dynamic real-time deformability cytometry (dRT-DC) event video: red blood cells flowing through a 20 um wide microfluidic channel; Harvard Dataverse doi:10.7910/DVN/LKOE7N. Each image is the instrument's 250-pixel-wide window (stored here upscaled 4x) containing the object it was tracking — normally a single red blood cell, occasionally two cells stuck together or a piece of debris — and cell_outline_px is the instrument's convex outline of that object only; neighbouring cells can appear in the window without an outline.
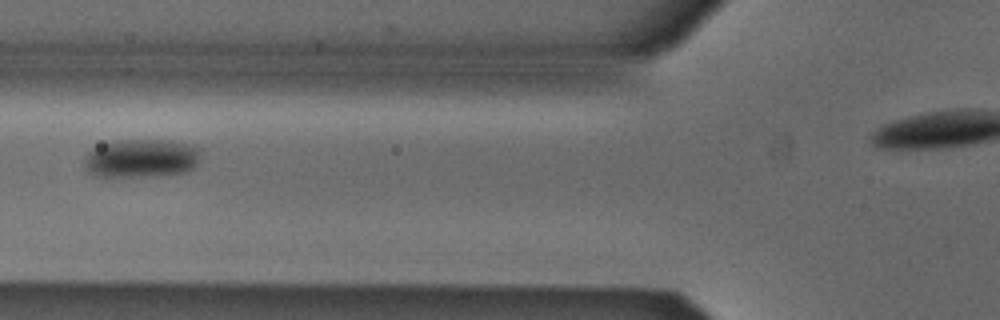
{"species": "Egyptian fruit bat (a non-hibernating species)", "species_latin": "Rousettus aegyptiacus", "temperature_condition": "cold", "stored_images_in_passage": 3, "camera_frame_rate_fps": 3000, "um_per_image_px": 0.085, "animal": {"sex": "male"}, "frame": {"image": 1, "passage_image": 2, "time_ms": 0.333, "image_size_px": [1000, 320], "cell_outline_px": [[200, 148], [196, 164], [192, 168], [184, 172], [160, 176], [96, 176], [84, 164], [84, 156], [92, 148], [112, 140], [172, 140]], "centroid_in_image_um": [11.99, 13.44], "position_along_channel_um": 113.8, "area_um2": 26.01}}
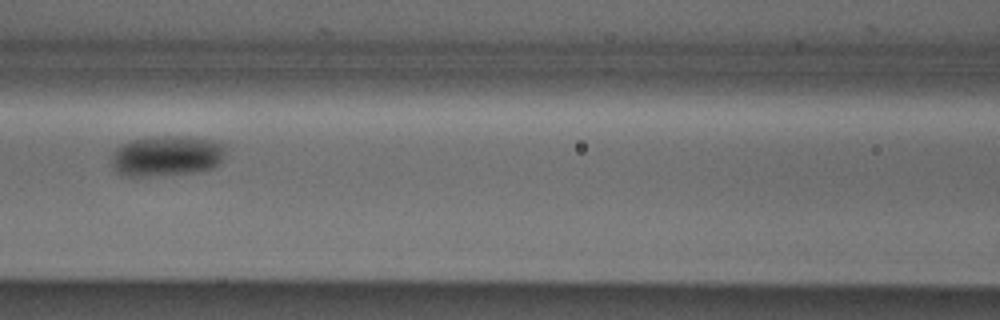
{"frame": {"image": 2, "passage_image": 3, "time_ms": 0.667, "image_size_px": [1000, 320], "cell_outline_px": [[228, 144], [224, 156], [220, 164], [212, 168], [192, 172], [148, 176], [120, 176], [116, 172], [112, 164], [112, 156], [120, 144], [132, 140], [152, 136], [188, 136], [212, 140]], "centroid_in_image_um": [14.2, 13.24], "position_along_channel_um": 152.4, "area_um2": 27.28}}